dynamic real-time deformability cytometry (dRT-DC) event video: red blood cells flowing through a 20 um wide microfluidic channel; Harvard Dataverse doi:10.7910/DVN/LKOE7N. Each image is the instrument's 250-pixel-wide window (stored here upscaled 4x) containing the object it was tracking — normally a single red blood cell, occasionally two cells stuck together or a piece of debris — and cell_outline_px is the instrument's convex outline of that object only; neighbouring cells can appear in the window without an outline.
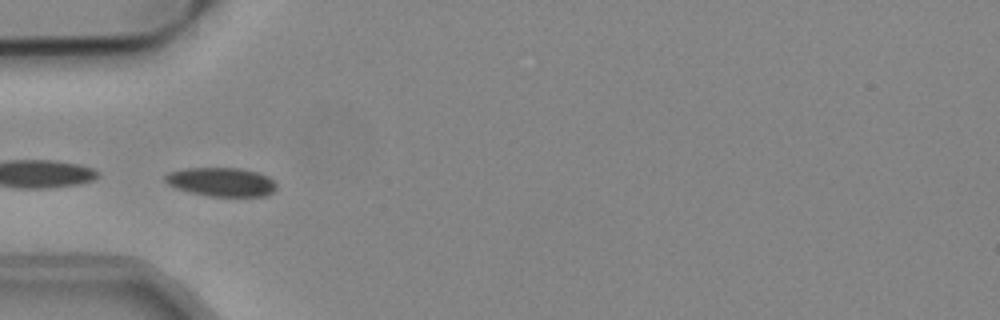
{"species": "common noctule bat (a hibernating species)", "species_latin": "Nyctalus noctula", "temperature_condition": "cold", "stored_images_in_passage": 14, "camera_frame_rate_fps": 3000, "um_per_image_px": 0.085, "animal": {"sex": "male", "body_mass_g": 19.2, "forearm_length_mm": 51.8}, "frame": {"image": 1, "passage_image": 10, "time_ms": 3.0, "image_size_px": [1000, 320], "cell_outline_px": [[276, 188], [272, 192], [264, 196], [208, 196], [188, 192], [176, 188], [168, 184], [164, 180], [164, 176], [168, 172], [184, 168], [240, 168], [256, 172], [268, 176], [276, 184]], "centroid_in_image_um": [18.78, 15.46], "position_along_channel_um": 66.2, "area_um2": 18.73}}